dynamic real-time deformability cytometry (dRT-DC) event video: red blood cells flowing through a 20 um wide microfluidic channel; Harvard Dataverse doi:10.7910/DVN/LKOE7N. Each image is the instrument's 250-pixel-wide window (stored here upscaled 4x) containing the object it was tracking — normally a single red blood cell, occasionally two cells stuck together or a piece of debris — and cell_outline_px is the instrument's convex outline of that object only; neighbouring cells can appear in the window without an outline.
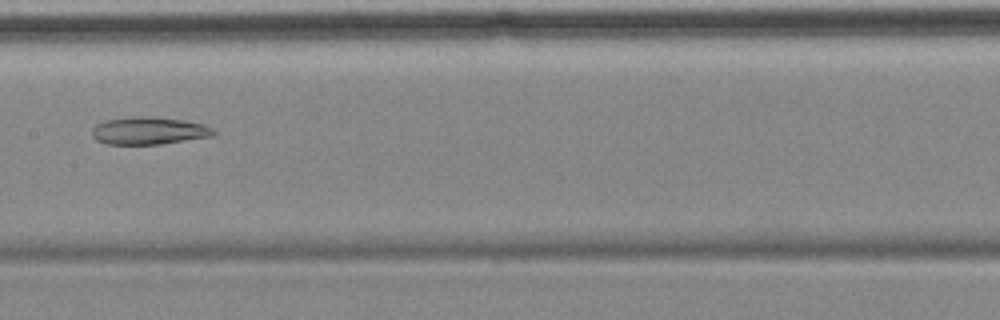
{"species": "common noctule bat (a hibernating species)", "species_latin": "Nyctalus noctula", "temperature_condition": "cold", "stored_images_in_passage": 5, "camera_frame_rate_fps": 3000, "um_per_image_px": 0.085, "animal": {"sex": "female", "body_mass_g": 18.4}, "frame": {"image": 1, "passage_image": 5, "time_ms": 4.667, "image_size_px": [1000, 320], "cell_outline_px": [[220, 132], [216, 136], [160, 144], [108, 144], [96, 140], [92, 136], [92, 128], [96, 124], [108, 120], [136, 116], [152, 116], [184, 120], [204, 124]], "centroid_in_image_um": [12.73, 11.11], "position_along_channel_um": 194.7, "area_um2": 19.71}}